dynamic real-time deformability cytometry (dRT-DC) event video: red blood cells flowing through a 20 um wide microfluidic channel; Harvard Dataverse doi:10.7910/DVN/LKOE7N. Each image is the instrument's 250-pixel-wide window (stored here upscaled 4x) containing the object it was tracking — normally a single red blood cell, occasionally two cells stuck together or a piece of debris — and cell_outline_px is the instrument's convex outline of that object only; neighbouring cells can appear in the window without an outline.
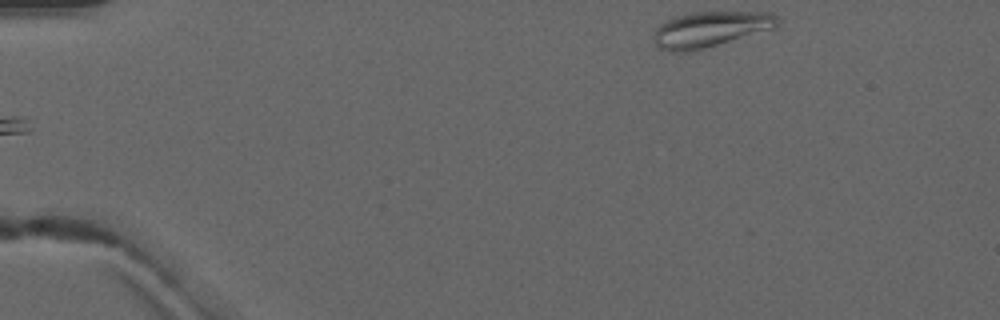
{"species": "common noctule bat (a hibernating species)", "species_latin": "Nyctalus noctula", "temperature_condition": "warm", "stored_images_in_passage": 5, "camera_frame_rate_fps": 3000, "um_per_image_px": 0.085, "animal": {"sex": "male", "forearm_length_mm": 52.5}, "frame": {"image": 1, "passage_image": 5, "time_ms": 4.667, "image_size_px": [1000, 320], "cell_outline_px": [[776, 28], [704, 48], [688, 52], [672, 52], [660, 48], [652, 44], [652, 36], [656, 28], [660, 24], [672, 16], [692, 12], [772, 12], [776, 16]], "centroid_in_image_um": [60.29, 2.49], "position_along_channel_um": 24.7, "area_um2": 25.78}}